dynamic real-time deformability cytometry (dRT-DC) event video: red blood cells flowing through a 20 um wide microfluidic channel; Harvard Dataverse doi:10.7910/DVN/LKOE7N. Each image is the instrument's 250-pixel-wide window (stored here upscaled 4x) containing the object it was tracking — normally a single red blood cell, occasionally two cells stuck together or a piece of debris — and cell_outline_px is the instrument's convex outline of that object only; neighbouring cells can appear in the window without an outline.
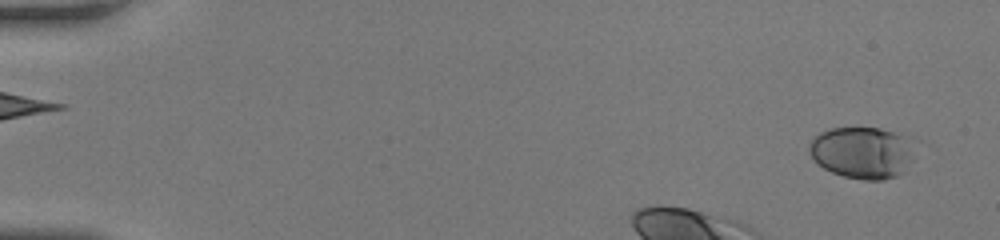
{"species": "human", "species_latin": "Homo sapiens", "temperature_condition": "room temperature", "stored_images_in_passage": 37, "camera_frame_rate_fps": 3000, "um_per_image_px": 0.085, "donor": {"sex": "female"}, "frame": {"image": 1, "passage_image": 3, "time_ms": 0.667, "image_size_px": [1000, 240], "cell_outline_px": [[916, 160], [904, 172], [896, 176], [884, 180], [864, 180], [844, 176], [832, 172], [824, 168], [812, 160], [808, 148], [808, 144], [820, 132], [832, 128], [880, 128], [892, 132], [900, 136]], "centroid_in_image_um": [73.22, 13.0], "position_along_channel_um": 11.8, "area_um2": 31.44}}
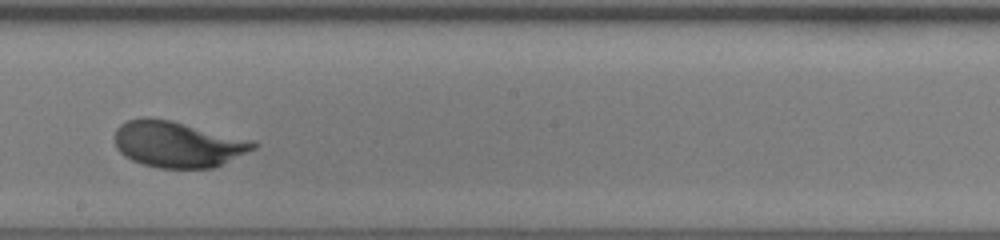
{"frame": {"image": 2, "passage_image": 25, "time_ms": 8.0, "image_size_px": [1000, 240], "cell_outline_px": [[260, 144], [256, 148], [212, 168], [160, 168], [144, 164], [132, 160], [124, 156], [116, 148], [116, 128], [120, 124], [128, 120], [144, 116], [172, 120], [252, 140]], "centroid_in_image_um": [15.09, 12.24], "position_along_channel_um": 233.1, "area_um2": 37.17}}
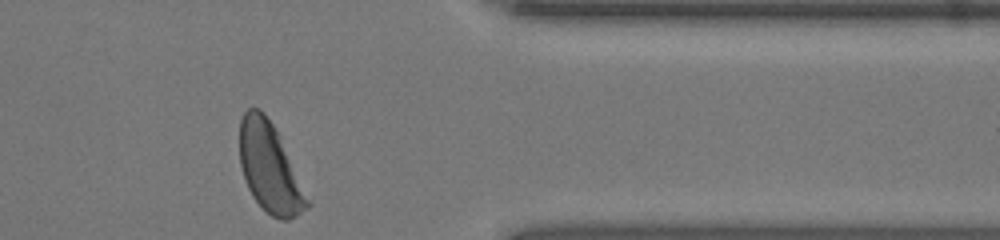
{"frame": {"image": 3, "passage_image": 37, "time_ms": 12.0, "image_size_px": [1000, 240], "cell_outline_px": [[312, 204], [308, 208], [288, 220], [280, 220], [272, 216], [252, 196], [248, 188], [240, 164], [240, 120], [244, 112], [248, 108], [260, 108], [264, 112], [272, 124], [312, 200]], "centroid_in_image_um": [22.96, 14.29], "position_along_channel_um": 388.4, "area_um2": 34.97}, "authors_computed_cell_mechanics": {"area_um2": 35.7782, "velocity_mm_per_s": 4.1602, "shape_relaxation_time_tau1_ms": 3.1296, "shape_relaxation_time_tau2_ms": null, "deformation_change_tau1": 0.1341, "deformation_change_tau2": null}}